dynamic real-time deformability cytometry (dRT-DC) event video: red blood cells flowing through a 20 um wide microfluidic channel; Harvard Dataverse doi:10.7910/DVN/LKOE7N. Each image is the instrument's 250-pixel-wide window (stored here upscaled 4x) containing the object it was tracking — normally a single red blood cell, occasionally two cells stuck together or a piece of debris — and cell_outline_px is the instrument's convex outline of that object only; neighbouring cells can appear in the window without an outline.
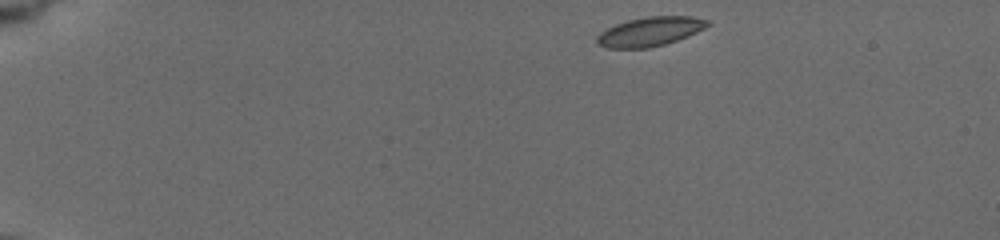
{"species": "common noctule bat (a hibernating species)", "species_latin": "Nyctalus noctula", "temperature_condition": "cold", "stored_images_in_passage": 9, "camera_frame_rate_fps": 3000, "um_per_image_px": 0.085, "animal": {"sex": "female", "body_mass_g": 19.5, "forearm_length_mm": 54.1}, "frame": {"image": 1, "passage_image": 1, "time_ms": 0.0, "image_size_px": [1000, 240], "cell_outline_px": [[712, 24], [688, 36], [664, 44], [648, 48], [604, 48], [596, 44], [596, 36], [600, 32], [616, 24], [628, 20], [648, 16], [692, 16], [708, 20]], "centroid_in_image_um": [55.23, 2.68], "position_along_channel_um": 29.8, "area_um2": 18.84}}